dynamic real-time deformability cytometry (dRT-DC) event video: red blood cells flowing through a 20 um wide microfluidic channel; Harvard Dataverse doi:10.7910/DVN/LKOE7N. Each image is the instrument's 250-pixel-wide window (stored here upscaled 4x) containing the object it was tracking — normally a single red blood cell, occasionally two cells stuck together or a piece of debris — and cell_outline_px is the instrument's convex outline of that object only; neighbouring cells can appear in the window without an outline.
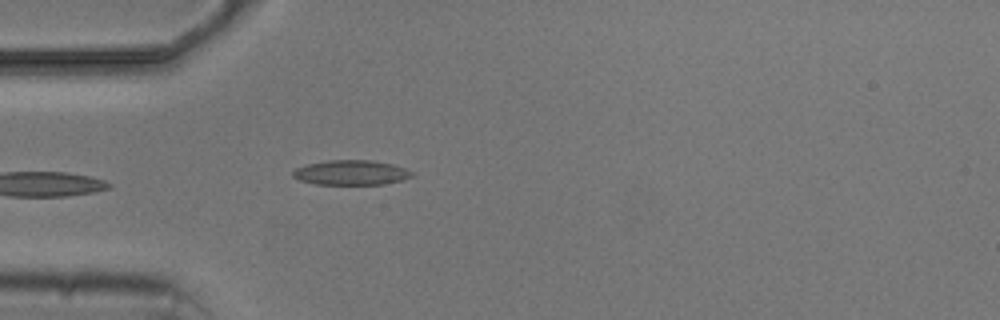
{"species": "common noctule bat (a hibernating species)", "species_latin": "Nyctalus noctula", "temperature_condition": "cold", "stored_images_in_passage": 3, "camera_frame_rate_fps": 3000, "um_per_image_px": 0.085, "animal": {"sex": "male", "body_mass_g": 20.5, "forearm_length_mm": 52.5}, "frame": {"image": 1, "passage_image": 3, "time_ms": 2.333, "image_size_px": [1000, 320], "cell_outline_px": [[412, 176], [400, 180], [384, 184], [316, 184], [300, 180], [292, 176], [292, 172], [296, 168], [308, 164], [328, 160], [372, 160], [392, 164], [404, 168], [412, 172]], "centroid_in_image_um": [29.82, 14.66], "position_along_channel_um": 55.2, "area_um2": 16.99}}